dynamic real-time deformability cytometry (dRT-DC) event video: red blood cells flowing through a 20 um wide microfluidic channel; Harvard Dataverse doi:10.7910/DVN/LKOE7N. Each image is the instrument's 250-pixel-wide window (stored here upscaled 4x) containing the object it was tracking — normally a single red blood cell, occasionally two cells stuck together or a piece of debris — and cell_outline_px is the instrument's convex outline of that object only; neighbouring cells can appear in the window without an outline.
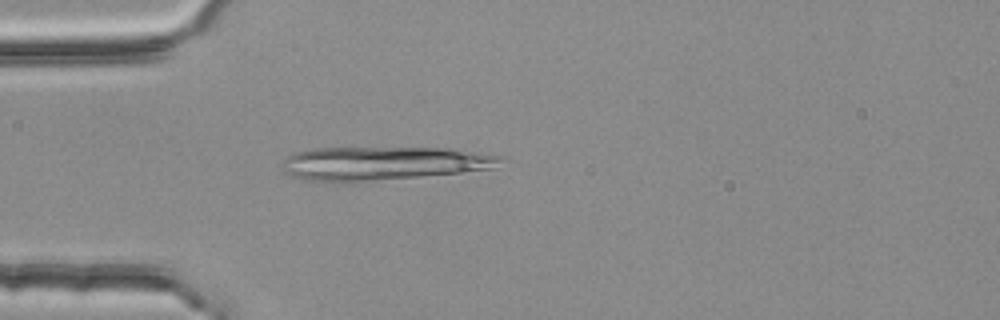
{"species": "common noctule bat (a hibernating species)", "species_latin": "Nyctalus noctula", "temperature_condition": "room temperature", "stored_images_in_passage": 2, "camera_frame_rate_fps": 3000, "um_per_image_px": 0.085, "animal": {"sex": "female", "body_mass_g": 25.1}, "frame": {"image": 1, "passage_image": 2, "time_ms": 0.333, "image_size_px": [1000, 320], "cell_outline_px": [[508, 160], [492, 168], [460, 172], [352, 184], [340, 184], [308, 180], [284, 172], [280, 168], [280, 164], [288, 156], [296, 152], [312, 148], [464, 148], [508, 156]], "centroid_in_image_um": [32.67, 13.89], "position_along_channel_um": 52.3, "area_um2": 44.27}}